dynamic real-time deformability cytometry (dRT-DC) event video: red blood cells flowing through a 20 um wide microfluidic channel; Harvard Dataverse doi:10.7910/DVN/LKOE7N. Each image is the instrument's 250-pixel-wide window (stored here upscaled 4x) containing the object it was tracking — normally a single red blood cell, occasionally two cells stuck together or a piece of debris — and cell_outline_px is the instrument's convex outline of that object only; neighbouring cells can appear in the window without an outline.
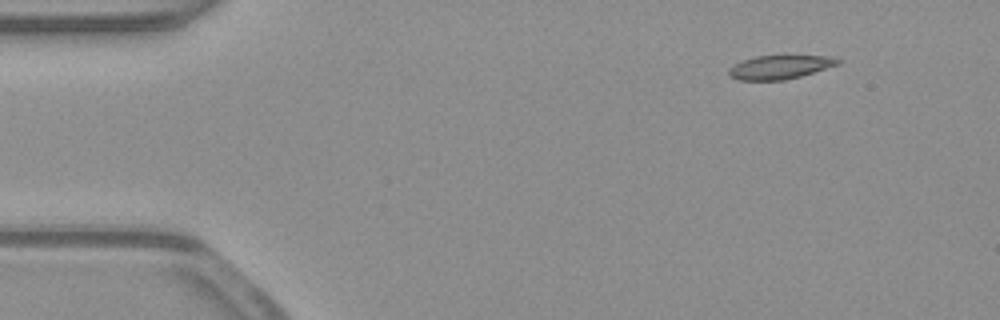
{"species": "common noctule bat (a hibernating species)", "species_latin": "Nyctalus noctula", "temperature_condition": "warm", "stored_images_in_passage": 48, "camera_frame_rate_fps": 3000, "um_per_image_px": 0.085, "animal": {"sex": "male", "body_mass_g": 23.1, "forearm_length_mm": 52.7}, "frame": {"image": 1, "passage_image": 1, "time_ms": 0.0, "image_size_px": [1000, 320], "cell_outline_px": [[840, 64], [800, 76], [784, 80], [736, 80], [728, 76], [728, 68], [744, 60], [756, 56], [836, 56], [840, 60]], "centroid_in_image_um": [66.28, 5.71], "position_along_channel_um": 18.7, "area_um2": 15.03}}
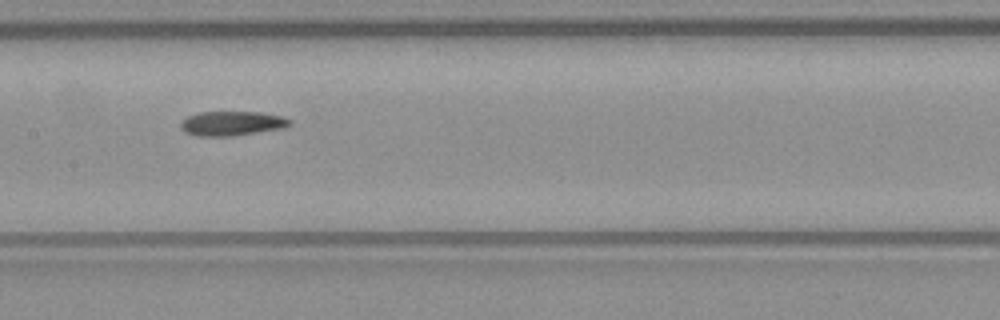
{"frame": {"image": 2, "passage_image": 21, "time_ms": 6.667, "image_size_px": [1000, 320], "cell_outline_px": [[292, 124], [284, 128], [232, 136], [196, 136], [184, 132], [180, 128], [180, 124], [188, 116], [196, 112], [260, 112], [280, 116], [292, 120]], "centroid_in_image_um": [19.7, 10.49], "position_along_channel_um": 187.7, "area_um2": 15.61}}
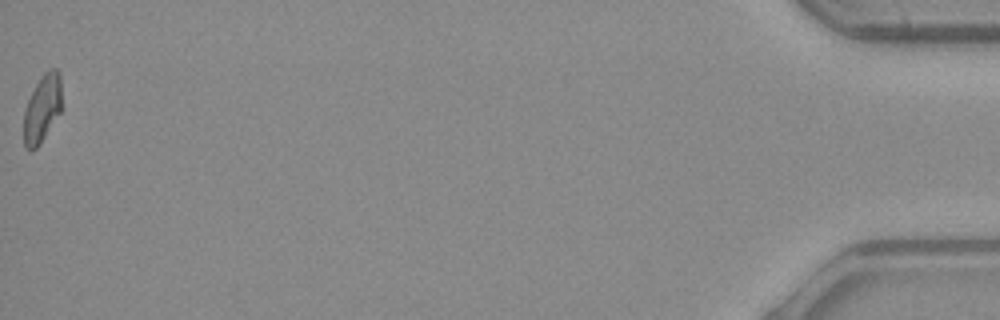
{"frame": {"image": 3, "passage_image": 48, "time_ms": 15.667, "image_size_px": [1000, 320], "cell_outline_px": [[60, 112], [40, 144], [36, 148], [24, 148], [24, 108], [36, 84], [44, 72], [48, 68], [56, 68], [60, 72]], "centroid_in_image_um": [3.58, 9.2], "position_along_channel_um": 431.6, "area_um2": 14.74}, "authors_computed_cell_mechanics": {"area_um2": 15.6638, "velocity_mm_per_s": 3.9296, "shape_relaxation_time_tau1_ms": null, "shape_relaxation_time_tau2_ms": 2.0912, "deformation_change_tau1": null, "deformation_change_tau2": 0.0909}}